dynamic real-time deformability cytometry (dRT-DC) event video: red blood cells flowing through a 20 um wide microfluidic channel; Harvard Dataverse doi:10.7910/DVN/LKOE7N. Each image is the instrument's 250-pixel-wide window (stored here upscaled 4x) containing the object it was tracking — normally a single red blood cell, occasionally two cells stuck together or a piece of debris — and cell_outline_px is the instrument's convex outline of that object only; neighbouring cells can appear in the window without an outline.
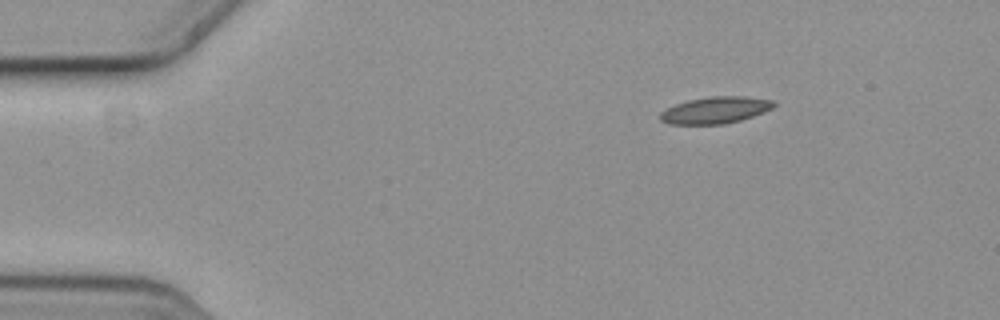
{"species": "common noctule bat (a hibernating species)", "species_latin": "Nyctalus noctula", "temperature_condition": "cold", "stored_images_in_passage": 3, "camera_frame_rate_fps": 3000, "um_per_image_px": 0.085, "animal": {"sex": "female", "body_mass_g": 19.3, "forearm_length_mm": 54.1}, "frame": {"image": 1, "passage_image": 1, "time_ms": 0.0, "image_size_px": [1000, 320], "cell_outline_px": [[776, 104], [772, 108], [764, 112], [740, 120], [724, 124], [668, 124], [660, 120], [660, 112], [676, 104], [688, 100], [712, 96], [744, 96], [776, 100]], "centroid_in_image_um": [60.83, 9.35], "position_along_channel_um": 24.2, "area_um2": 17.69}}